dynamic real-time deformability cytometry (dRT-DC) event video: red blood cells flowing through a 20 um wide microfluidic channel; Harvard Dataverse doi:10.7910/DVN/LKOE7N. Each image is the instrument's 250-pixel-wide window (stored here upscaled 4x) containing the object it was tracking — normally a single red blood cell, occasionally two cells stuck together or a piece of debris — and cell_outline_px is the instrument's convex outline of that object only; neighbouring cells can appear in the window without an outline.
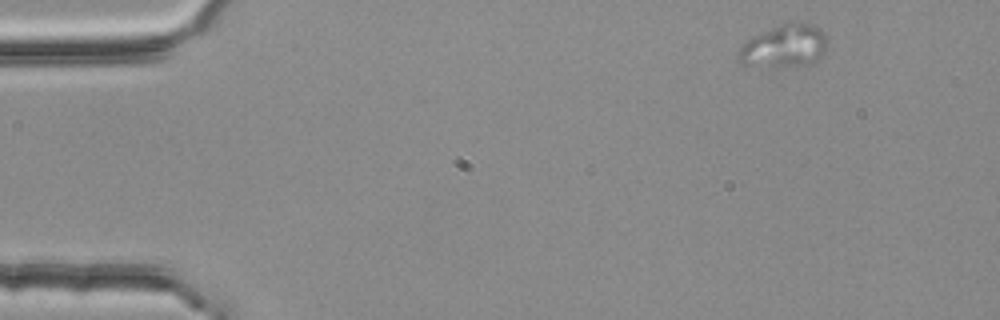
{"species": "common noctule bat (a hibernating species)", "species_latin": "Nyctalus noctula", "temperature_condition": "room temperature", "stored_images_in_passage": 3, "camera_frame_rate_fps": 3000, "um_per_image_px": 0.085, "animal": {"sex": "female", "body_mass_g": 25.1}, "frame": {"image": 1, "passage_image": 1, "time_ms": 0.0, "image_size_px": [1000, 320], "cell_outline_px": [[828, 44], [824, 52], [812, 64], [784, 68], [740, 68], [736, 60], [736, 52], [752, 36], [792, 20], [812, 24], [820, 28], [824, 32], [828, 40]], "centroid_in_image_um": [66.6, 3.98], "position_along_channel_um": 18.4, "area_um2": 23.47}}
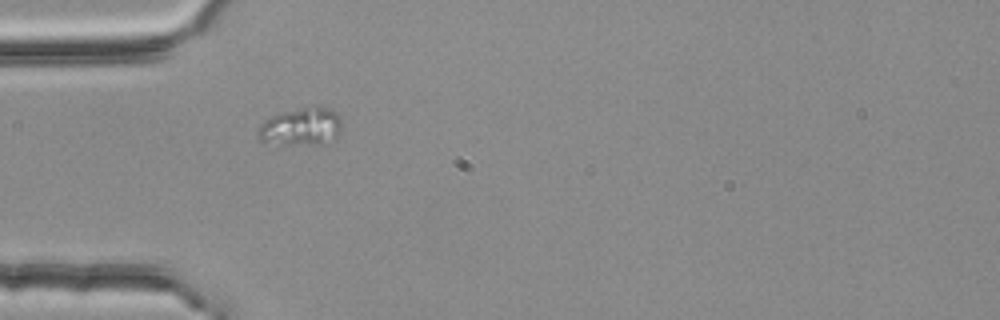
{"frame": {"image": 2, "passage_image": 3, "time_ms": 0.667, "image_size_px": [1000, 320], "cell_outline_px": [[340, 128], [336, 136], [320, 144], [264, 144], [256, 136], [256, 132], [260, 124], [264, 120], [272, 116], [284, 112], [316, 104], [328, 108], [336, 112], [340, 116]], "centroid_in_image_um": [25.53, 10.76], "position_along_channel_um": 59.5, "area_um2": 18.61}}